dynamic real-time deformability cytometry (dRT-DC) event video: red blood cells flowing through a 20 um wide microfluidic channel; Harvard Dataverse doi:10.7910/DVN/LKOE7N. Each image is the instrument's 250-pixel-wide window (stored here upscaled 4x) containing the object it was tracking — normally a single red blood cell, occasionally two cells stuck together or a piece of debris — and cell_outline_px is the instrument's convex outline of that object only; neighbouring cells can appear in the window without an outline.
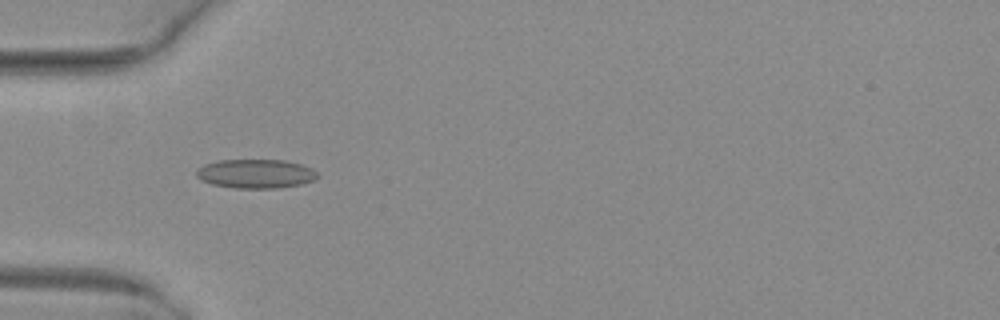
{"species": "common noctule bat (a hibernating species)", "species_latin": "Nyctalus noctula", "temperature_condition": "warm", "stored_images_in_passage": 39, "camera_frame_rate_fps": 3000, "um_per_image_px": 0.085, "animal": {"sex": "female", "body_mass_g": 29.2, "forearm_length_mm": 56.3}, "frame": {"image": 1, "passage_image": 4, "time_ms": 1.0, "image_size_px": [1000, 320], "cell_outline_px": [[320, 176], [312, 180], [300, 184], [276, 188], [232, 188], [212, 184], [196, 176], [196, 168], [204, 164], [220, 160], [284, 160], [300, 164], [312, 168]], "centroid_in_image_um": [21.72, 14.76], "position_along_channel_um": 63.3, "area_um2": 20.4}}
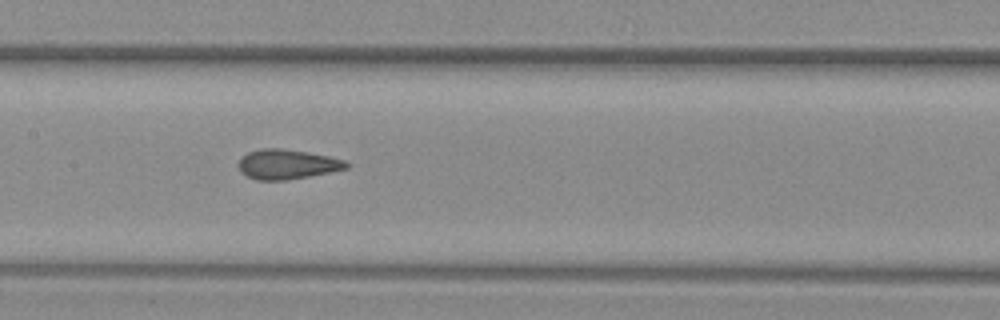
{"frame": {"image": 2, "passage_image": 13, "time_ms": 4.0, "image_size_px": [1000, 320], "cell_outline_px": [[348, 168], [288, 180], [256, 180], [240, 172], [240, 160], [248, 152], [260, 148], [280, 148], [308, 152], [328, 156], [344, 160], [348, 164]], "centroid_in_image_um": [24.39, 13.96], "position_along_channel_um": 183.0, "area_um2": 18.44}}
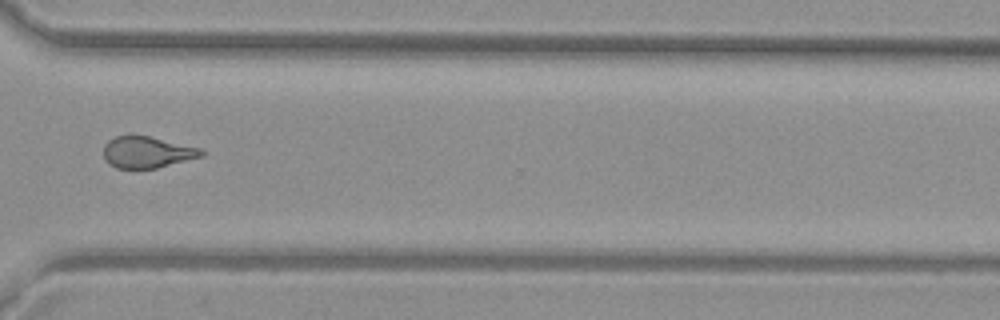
{"frame": {"image": 3, "passage_image": 26, "time_ms": 8.333, "image_size_px": [1000, 320], "cell_outline_px": [[204, 156], [156, 168], [116, 168], [108, 164], [104, 160], [104, 144], [108, 140], [116, 136], [148, 136], [200, 148], [204, 152]], "centroid_in_image_um": [12.48, 12.95], "position_along_channel_um": 358.1, "area_um2": 17.8}, "authors_computed_cell_mechanics": {"area_um2": 18.7272, "velocity_mm_per_s": 4.0548, "shape_relaxation_time_tau1_ms": null, "shape_relaxation_time_tau2_ms": 1.2863, "deformation_change_tau1": null, "deformation_change_tau2": 0.0631}}